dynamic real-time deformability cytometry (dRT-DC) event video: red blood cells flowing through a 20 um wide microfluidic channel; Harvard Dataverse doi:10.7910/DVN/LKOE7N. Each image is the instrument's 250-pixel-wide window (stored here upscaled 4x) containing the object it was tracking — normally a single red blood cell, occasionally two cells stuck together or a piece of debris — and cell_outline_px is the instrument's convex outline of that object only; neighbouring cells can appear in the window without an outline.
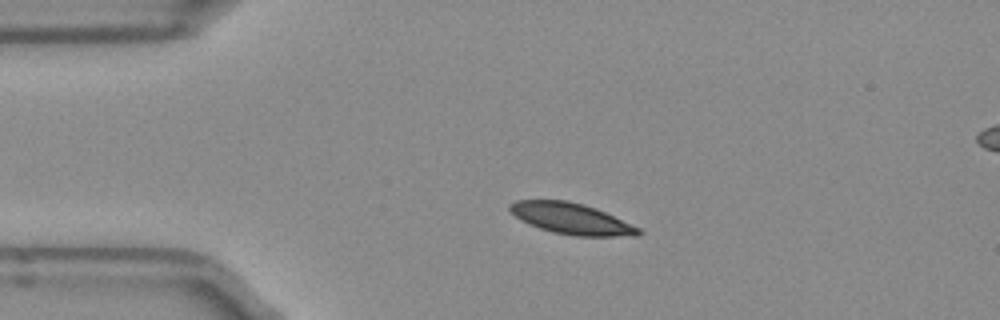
{"species": "Egyptian fruit bat (a non-hibernating species)", "species_latin": "Rousettus aegyptiacus", "temperature_condition": "room temperature", "stored_images_in_passage": 5, "camera_frame_rate_fps": 3000, "um_per_image_px": 0.085, "frame": {"image": 1, "passage_image": 4, "time_ms": 1.0, "image_size_px": [1000, 320], "cell_outline_px": [[644, 232], [640, 236], [576, 236], [552, 232], [540, 228], [516, 216], [508, 208], [508, 204], [516, 200], [568, 200], [604, 212], [640, 228]], "centroid_in_image_um": [48.59, 18.59], "position_along_channel_um": 36.4, "area_um2": 22.89}}